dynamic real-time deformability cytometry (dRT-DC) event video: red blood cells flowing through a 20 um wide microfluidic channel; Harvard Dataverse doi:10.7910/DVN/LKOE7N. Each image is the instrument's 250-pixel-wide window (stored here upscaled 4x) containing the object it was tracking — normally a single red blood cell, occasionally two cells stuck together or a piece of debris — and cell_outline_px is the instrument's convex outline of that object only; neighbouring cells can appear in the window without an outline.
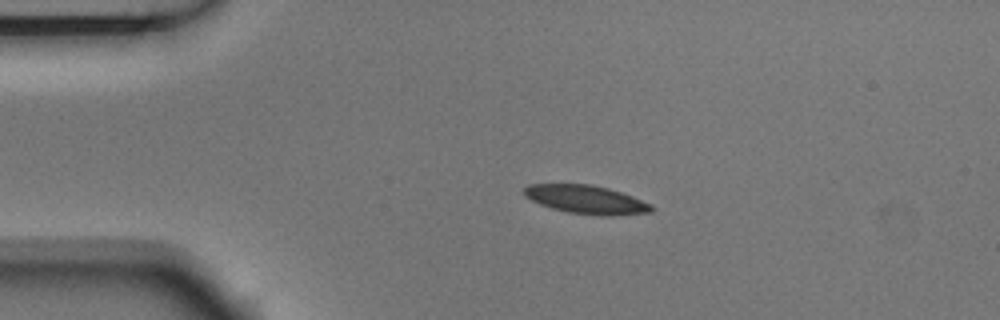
{"species": "Egyptian fruit bat (a non-hibernating species)", "species_latin": "Rousettus aegyptiacus", "temperature_condition": "room temperature", "stored_images_in_passage": 4, "camera_frame_rate_fps": 3000, "um_per_image_px": 0.085, "animal": {"sex": "male"}, "frame": {"image": 1, "passage_image": 3, "time_ms": 0.667, "image_size_px": [1000, 320], "cell_outline_px": [[656, 208], [652, 212], [612, 216], [600, 216], [568, 212], [552, 208], [540, 204], [524, 196], [524, 188], [528, 184], [592, 184], [608, 188], [632, 196], [652, 204]], "centroid_in_image_um": [49.86, 16.97], "position_along_channel_um": 35.1, "area_um2": 21.27}}